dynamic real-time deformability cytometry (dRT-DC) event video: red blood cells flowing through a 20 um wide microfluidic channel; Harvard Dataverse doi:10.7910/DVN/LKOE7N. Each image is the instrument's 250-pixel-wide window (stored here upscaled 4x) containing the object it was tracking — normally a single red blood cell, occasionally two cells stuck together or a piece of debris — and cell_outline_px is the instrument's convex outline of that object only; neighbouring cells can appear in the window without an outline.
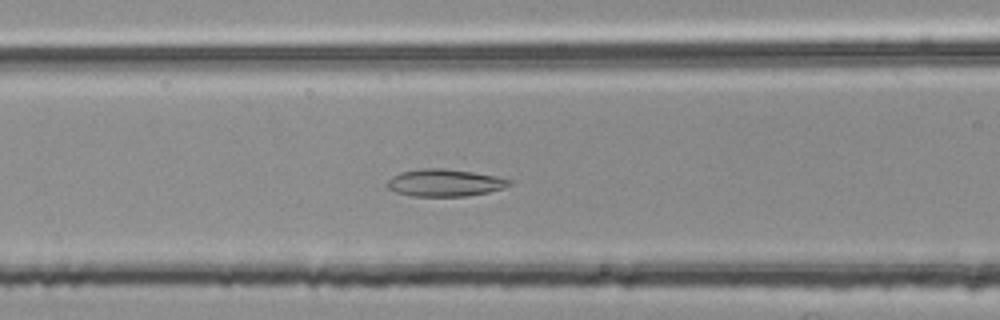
{"species": "common noctule bat (a hibernating species)", "species_latin": "Nyctalus noctula", "temperature_condition": "room temperature", "stored_images_in_passage": 36, "camera_frame_rate_fps": 3000, "um_per_image_px": 0.085, "animal": {"sex": "female", "body_mass_g": 25.1}, "frame": {"image": 1, "passage_image": 11, "time_ms": 3.333, "image_size_px": [1000, 320], "cell_outline_px": [[512, 184], [488, 192], [464, 196], [412, 196], [396, 192], [388, 188], [388, 180], [392, 176], [400, 172], [424, 168], [444, 168], [472, 172], [496, 176], [512, 180]], "centroid_in_image_um": [37.78, 15.53], "position_along_channel_um": 128.8, "area_um2": 19.19}}
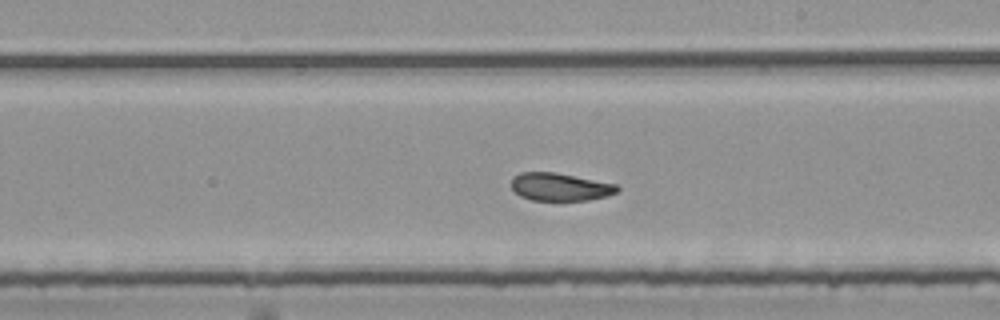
{"frame": {"image": 2, "passage_image": 20, "time_ms": 6.333, "image_size_px": [1000, 320], "cell_outline_px": [[620, 188], [616, 192], [608, 196], [588, 200], [532, 200], [520, 196], [512, 188], [512, 176], [520, 172], [556, 172], [616, 184]], "centroid_in_image_um": [47.6, 15.88], "position_along_channel_um": 241.4, "area_um2": 17.17}}
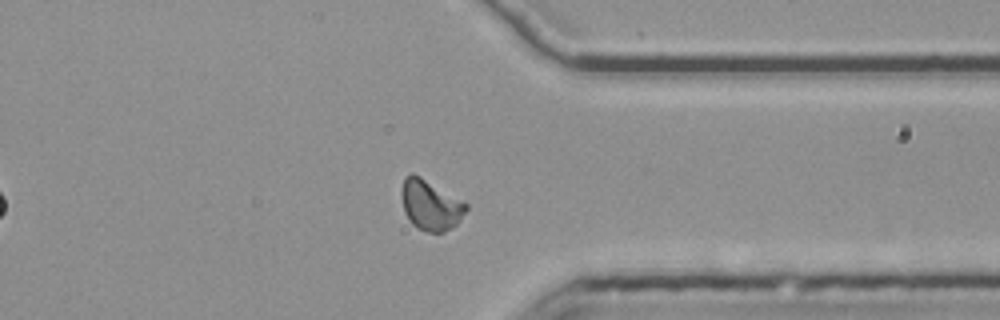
{"frame": {"image": 3, "passage_image": 31, "time_ms": 10.0, "image_size_px": [1000, 320], "cell_outline_px": [[468, 208], [456, 224], [452, 228], [444, 232], [428, 232], [416, 228], [408, 220], [404, 212], [400, 192], [404, 176], [412, 172], [420, 176], [468, 204]], "centroid_in_image_um": [36.55, 17.43], "position_along_channel_um": 374.9, "area_um2": 19.02}, "authors_computed_cell_mechanics": {"area_um2": 18.2359, "velocity_mm_per_s": 3.7641, "shape_relaxation_time_tau1_ms": null, "shape_relaxation_time_tau2_ms": 2.0639, "deformation_change_tau1": null, "deformation_change_tau2": 0.0801}}